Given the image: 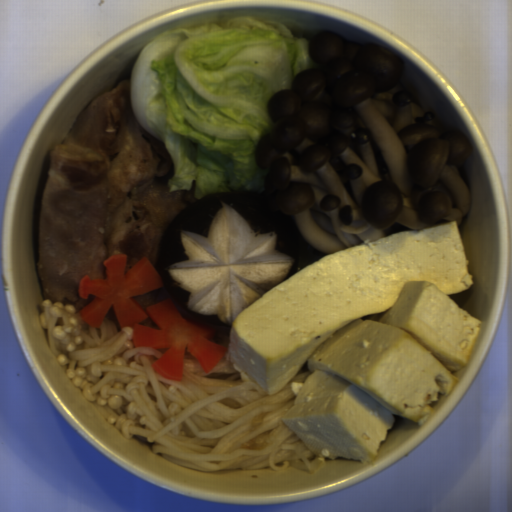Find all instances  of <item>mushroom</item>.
<instances>
[{"mask_svg":"<svg viewBox=\"0 0 512 512\" xmlns=\"http://www.w3.org/2000/svg\"><path fill=\"white\" fill-rule=\"evenodd\" d=\"M278 197L237 189L203 195L162 229L156 270L182 317L221 342L241 312L279 283L326 256L301 234Z\"/></svg>","mask_w":512,"mask_h":512,"instance_id":"983e1aa8","label":"mushroom"}]
</instances>
